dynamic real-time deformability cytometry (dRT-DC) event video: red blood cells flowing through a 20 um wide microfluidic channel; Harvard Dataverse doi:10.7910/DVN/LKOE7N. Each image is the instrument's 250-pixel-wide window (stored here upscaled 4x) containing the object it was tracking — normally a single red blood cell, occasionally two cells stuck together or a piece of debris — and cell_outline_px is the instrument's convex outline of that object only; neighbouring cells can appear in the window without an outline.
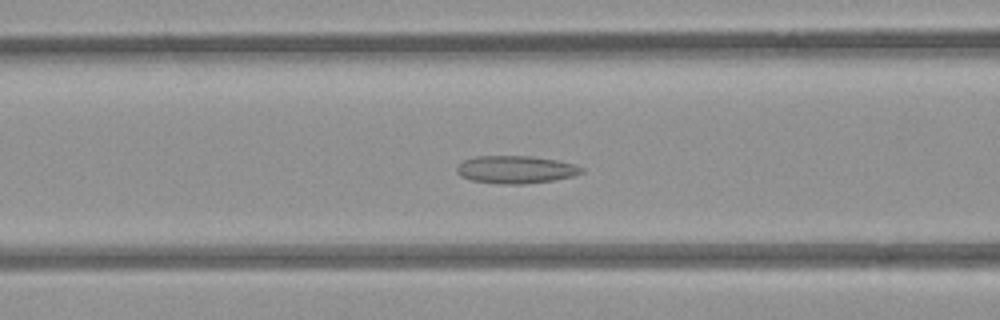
{"species": "common noctule bat (a hibernating species)", "species_latin": "Nyctalus noctula", "temperature_condition": "room temperature", "stored_images_in_passage": 52, "camera_frame_rate_fps": 3000, "um_per_image_px": 0.085, "animal": {"sex": "female", "body_mass_g": 21.9}, "frame": {"image": 1, "passage_image": 20, "time_ms": 6.333, "image_size_px": [1000, 320], "cell_outline_px": [[584, 172], [572, 176], [552, 180], [524, 184], [500, 184], [472, 180], [460, 176], [456, 172], [456, 168], [464, 160], [476, 156], [532, 156], [556, 160], [572, 164], [584, 168]], "centroid_in_image_um": [43.82, 14.41], "position_along_channel_um": 122.8, "area_um2": 20.0}}
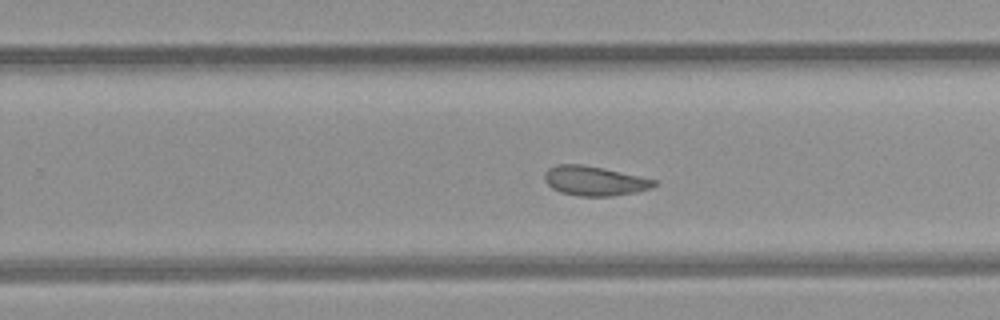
{"frame": {"image": 2, "passage_image": 32, "time_ms": 10.333, "image_size_px": [1000, 320], "cell_outline_px": [[656, 184], [652, 188], [636, 192], [612, 196], [580, 196], [560, 192], [552, 188], [544, 180], [544, 172], [548, 168], [556, 164], [580, 164], [604, 168], [656, 180]], "centroid_in_image_um": [50.5, 15.37], "position_along_channel_um": 279.3, "area_um2": 18.84}}
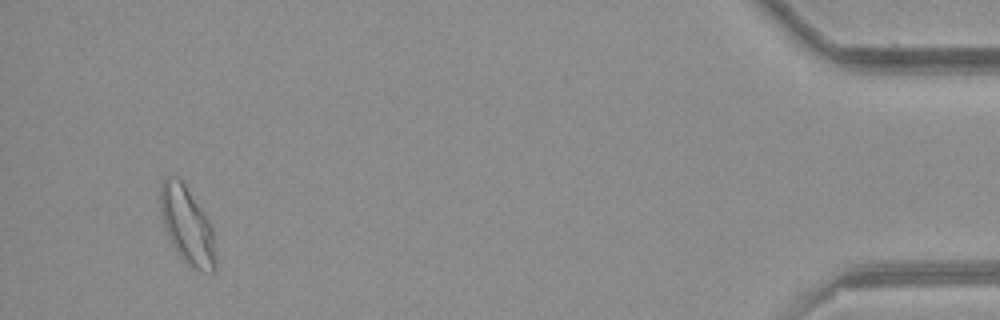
{"frame": {"image": 3, "passage_image": 49, "time_ms": 16.0, "image_size_px": [1000, 320], "cell_outline_px": [[216, 268], [212, 272], [204, 272], [192, 268], [180, 256], [172, 244], [168, 236], [160, 212], [160, 184], [168, 176], [176, 176], [184, 184], [208, 220], [212, 228], [216, 264]], "centroid_in_image_um": [15.89, 19.17], "position_along_channel_um": 419.3, "area_um2": 24.39}, "authors_computed_cell_mechanics": {"area_um2": 20.808, "velocity_mm_per_s": 3.917, "shape_relaxation_time_tau1_ms": null, "shape_relaxation_time_tau2_ms": 2.4542, "deformation_change_tau1": null, "deformation_change_tau2": 0.084}}